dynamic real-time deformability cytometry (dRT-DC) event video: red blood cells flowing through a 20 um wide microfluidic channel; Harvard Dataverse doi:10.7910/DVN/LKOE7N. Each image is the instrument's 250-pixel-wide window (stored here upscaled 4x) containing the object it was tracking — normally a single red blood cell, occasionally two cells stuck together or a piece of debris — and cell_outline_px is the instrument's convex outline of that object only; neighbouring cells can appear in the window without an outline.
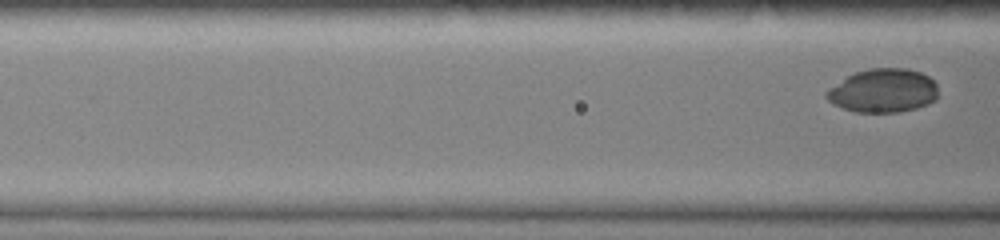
{"species": "common noctule bat (a hibernating species)", "species_latin": "Nyctalus noctula", "temperature_condition": "warm", "stored_images_in_passage": 5, "camera_frame_rate_fps": 3000, "um_per_image_px": 0.085, "animal": {"sex": "female", "body_mass_g": 19.0, "forearm_length_mm": 51.5}, "frame": {"image": 1, "passage_image": 5, "time_ms": 1.333, "image_size_px": [1000, 240], "cell_outline_px": [[936, 100], [928, 104], [916, 108], [900, 112], [856, 112], [840, 108], [832, 104], [824, 96], [824, 92], [828, 88], [848, 76], [856, 72], [868, 68], [908, 68], [920, 72], [928, 76], [936, 84]], "centroid_in_image_um": [75.03, 7.71], "position_along_channel_um": 91.6, "area_um2": 28.61}}